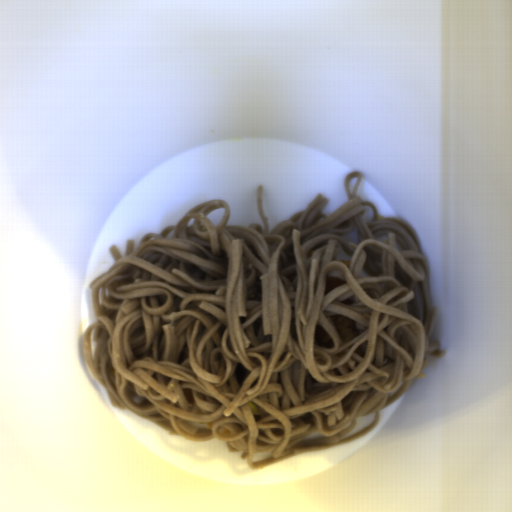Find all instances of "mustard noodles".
I'll list each match as a JSON object with an SVG mask.
<instances>
[{"label":"mustard noodles","instance_id":"mustard-noodles-1","mask_svg":"<svg viewBox=\"0 0 512 512\" xmlns=\"http://www.w3.org/2000/svg\"><path fill=\"white\" fill-rule=\"evenodd\" d=\"M362 171L343 178L330 214L316 194L271 225L228 224L207 199L177 224L141 235L89 283L94 322L84 359L113 408L170 434L218 440L262 469L355 440L425 379L438 308L421 238L402 216L360 198ZM349 260V269L339 260ZM328 276L345 281L326 295ZM356 322L347 343L329 316ZM321 325L334 347L315 345ZM190 388L193 404L182 389Z\"/></svg>","mask_w":512,"mask_h":512}]
</instances>
